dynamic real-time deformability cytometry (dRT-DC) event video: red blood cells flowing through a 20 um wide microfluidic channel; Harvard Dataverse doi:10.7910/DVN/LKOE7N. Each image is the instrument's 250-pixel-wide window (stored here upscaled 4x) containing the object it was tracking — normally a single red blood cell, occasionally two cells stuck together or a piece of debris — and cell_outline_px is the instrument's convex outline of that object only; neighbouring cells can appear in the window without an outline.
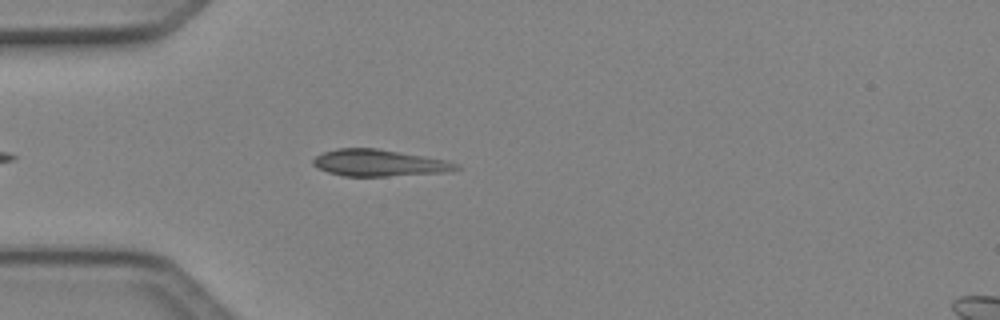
{"species": "Egyptian fruit bat (a non-hibernating species)", "species_latin": "Rousettus aegyptiacus", "temperature_condition": "cold", "stored_images_in_passage": 26, "camera_frame_rate_fps": 3000, "um_per_image_px": 0.085, "animal": {"sex": "female"}, "frame": {"image": 1, "passage_image": 4, "time_ms": 1.0, "image_size_px": [1000, 320], "cell_outline_px": [[460, 168], [444, 172], [388, 176], [344, 176], [328, 172], [312, 164], [312, 160], [316, 156], [324, 152], [336, 148], [376, 148], [448, 160], [456, 164]], "centroid_in_image_um": [32.19, 13.84], "position_along_channel_um": 52.8, "area_um2": 22.02}}
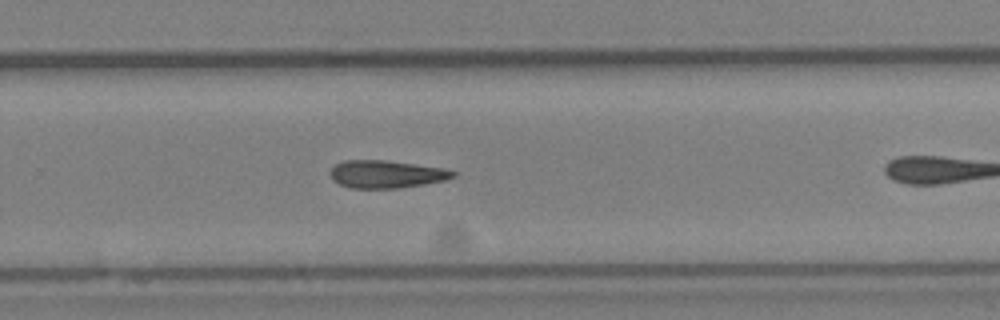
{"frame": {"image": 2, "passage_image": 19, "time_ms": 6.0, "image_size_px": [1000, 320], "cell_outline_px": [[460, 172], [456, 176], [444, 180], [424, 184], [396, 188], [352, 188], [340, 184], [332, 180], [328, 172], [336, 164], [344, 160], [384, 160], [444, 168]], "centroid_in_image_um": [32.84, 14.8], "position_along_channel_um": 297.0, "area_um2": 19.83}}
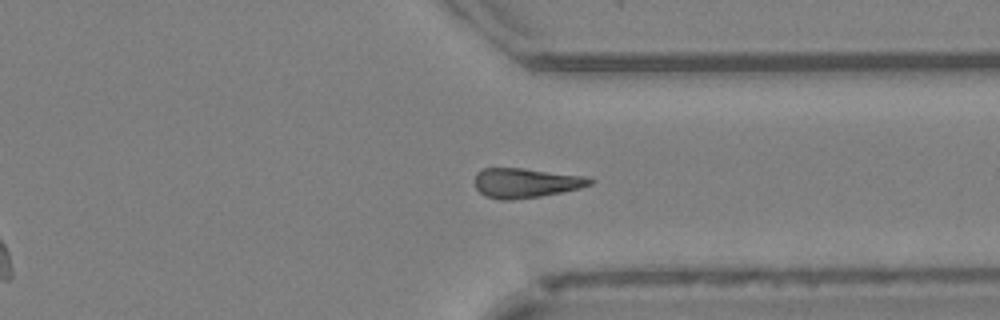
{"frame": {"image": 3, "passage_image": 24, "time_ms": 7.667, "image_size_px": [1000, 320], "cell_outline_px": [[596, 180], [592, 184], [580, 188], [540, 196], [512, 200], [500, 200], [484, 196], [476, 188], [476, 172], [484, 168], [520, 168], [584, 176]], "centroid_in_image_um": [44.68, 15.55], "position_along_channel_um": 366.7, "area_um2": 19.77}}